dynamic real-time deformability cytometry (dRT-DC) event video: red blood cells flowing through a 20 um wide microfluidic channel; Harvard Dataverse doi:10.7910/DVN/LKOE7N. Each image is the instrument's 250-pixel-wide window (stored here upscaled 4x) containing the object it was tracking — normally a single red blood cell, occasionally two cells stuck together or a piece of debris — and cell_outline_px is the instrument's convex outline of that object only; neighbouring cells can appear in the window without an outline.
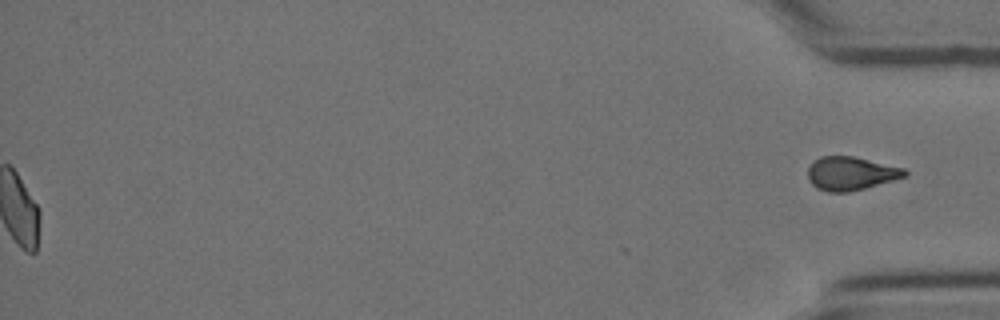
{"species": "Egyptian fruit bat (a non-hibernating species)", "species_latin": "Rousettus aegyptiacus", "temperature_condition": "cold", "stored_images_in_passage": 59, "segment_of_instrument_passage": [2, 2], "camera_frame_rate_fps": 3000, "um_per_image_px": 0.085, "animal": {"sex": "female"}, "frame": {"image": 1, "passage_image": 59, "time_ms": 19.333, "image_size_px": [1000, 320], "cell_outline_px": [[908, 176], [864, 188], [848, 192], [828, 192], [816, 188], [808, 180], [808, 168], [820, 156], [852, 156], [904, 168], [908, 172]], "centroid_in_image_um": [72.32, 14.75], "position_along_channel_um": 362.9, "area_um2": 18.79}}